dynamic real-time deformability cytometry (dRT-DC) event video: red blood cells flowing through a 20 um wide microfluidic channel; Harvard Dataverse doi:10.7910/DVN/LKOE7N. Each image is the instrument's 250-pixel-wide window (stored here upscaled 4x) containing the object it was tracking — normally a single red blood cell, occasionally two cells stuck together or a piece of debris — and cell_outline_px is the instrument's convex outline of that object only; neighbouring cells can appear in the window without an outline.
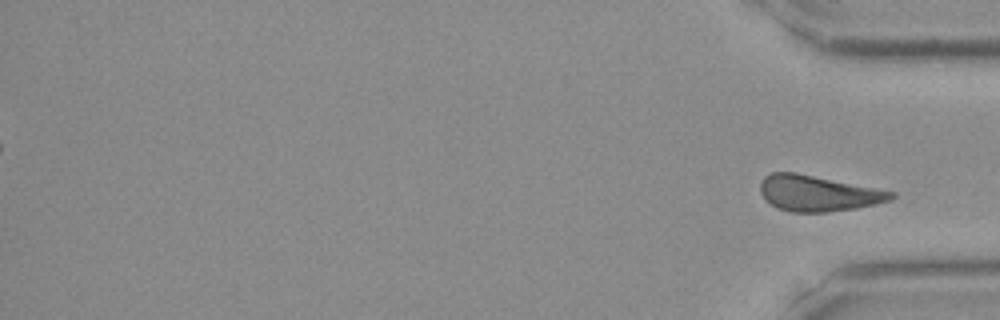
{"species": "Egyptian fruit bat (a non-hibernating species)", "species_latin": "Rousettus aegyptiacus", "temperature_condition": "room temperature", "stored_images_in_passage": 38, "segment_of_instrument_passage": [2, 2], "camera_frame_rate_fps": 3000, "um_per_image_px": 0.085, "frame": {"image": 1, "passage_image": 38, "time_ms": 12.333, "image_size_px": [1000, 320], "cell_outline_px": [[896, 196], [892, 200], [876, 204], [856, 208], [828, 212], [788, 212], [776, 208], [764, 200], [760, 192], [760, 184], [764, 176], [772, 172], [796, 172], [896, 192]], "centroid_in_image_um": [69.51, 16.44], "position_along_channel_um": 365.7, "area_um2": 27.57}}